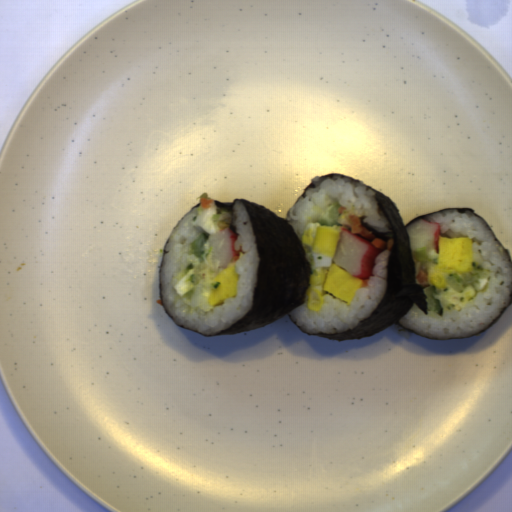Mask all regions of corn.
Segmentation results:
<instances>
[{
	"label": "corn",
	"mask_w": 512,
	"mask_h": 512,
	"mask_svg": "<svg viewBox=\"0 0 512 512\" xmlns=\"http://www.w3.org/2000/svg\"><path fill=\"white\" fill-rule=\"evenodd\" d=\"M329 269L318 268L311 272L309 286L306 290L307 309L312 312H319L324 306L325 295L323 286L327 278Z\"/></svg>",
	"instance_id": "1"
},
{
	"label": "corn",
	"mask_w": 512,
	"mask_h": 512,
	"mask_svg": "<svg viewBox=\"0 0 512 512\" xmlns=\"http://www.w3.org/2000/svg\"><path fill=\"white\" fill-rule=\"evenodd\" d=\"M437 263H427V278L429 284L435 289L446 291L447 278L446 276L436 269Z\"/></svg>",
	"instance_id": "2"
}]
</instances>
